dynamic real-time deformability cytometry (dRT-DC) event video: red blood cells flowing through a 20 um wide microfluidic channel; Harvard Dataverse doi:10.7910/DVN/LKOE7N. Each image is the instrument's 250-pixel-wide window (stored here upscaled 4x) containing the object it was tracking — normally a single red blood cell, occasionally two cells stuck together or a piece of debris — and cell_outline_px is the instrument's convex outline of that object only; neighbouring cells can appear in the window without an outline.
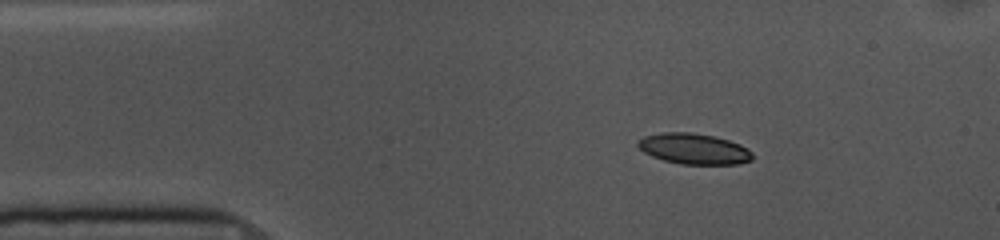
{"species": "common noctule bat (a hibernating species)", "species_latin": "Nyctalus noctula", "temperature_condition": "cold", "stored_images_in_passage": 45, "camera_frame_rate_fps": 3000, "um_per_image_px": 0.085, "animal": {"sex": "female", "body_mass_g": 10.0, "forearm_length_mm": 53.1}, "frame": {"image": 1, "passage_image": 7, "time_ms": 2.0, "image_size_px": [1000, 240], "cell_outline_px": [[752, 160], [736, 164], [680, 164], [664, 160], [652, 156], [644, 152], [636, 144], [644, 136], [660, 132], [692, 132], [712, 136], [728, 140], [740, 144], [748, 148], [752, 152]], "centroid_in_image_um": [58.98, 12.64], "position_along_channel_um": 26.0, "area_um2": 20.46}}
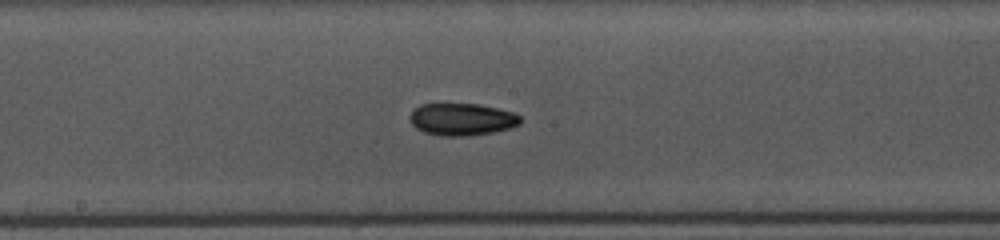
{"frame": {"image": 2, "passage_image": 26, "time_ms": 8.333, "image_size_px": [1000, 240], "cell_outline_px": [[520, 124], [508, 128], [492, 132], [468, 136], [440, 136], [424, 132], [416, 128], [412, 124], [412, 112], [420, 104], [476, 104], [516, 112], [520, 116]], "centroid_in_image_um": [39.29, 10.15], "position_along_channel_um": 208.9, "area_um2": 20.52}}
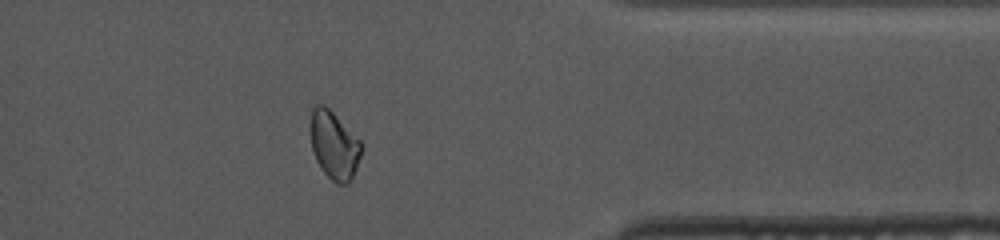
{"frame": {"image": 3, "passage_image": 42, "time_ms": 13.667, "image_size_px": [1000, 240], "cell_outline_px": [[360, 156], [356, 168], [348, 184], [336, 184], [320, 168], [316, 160], [312, 148], [308, 124], [312, 108], [316, 104], [324, 104], [360, 140]], "centroid_in_image_um": [28.34, 12.32], "position_along_channel_um": 383.1, "area_um2": 20.11}, "authors_computed_cell_mechanics": {"area_um2": 20.4612, "velocity_mm_per_s": 3.6129, "shape_relaxation_time_tau1_ms": 4.6125, "shape_relaxation_time_tau2_ms": 4.2173, "deformation_change_tau1": 0.1048, "deformation_change_tau2": 0.0796}}